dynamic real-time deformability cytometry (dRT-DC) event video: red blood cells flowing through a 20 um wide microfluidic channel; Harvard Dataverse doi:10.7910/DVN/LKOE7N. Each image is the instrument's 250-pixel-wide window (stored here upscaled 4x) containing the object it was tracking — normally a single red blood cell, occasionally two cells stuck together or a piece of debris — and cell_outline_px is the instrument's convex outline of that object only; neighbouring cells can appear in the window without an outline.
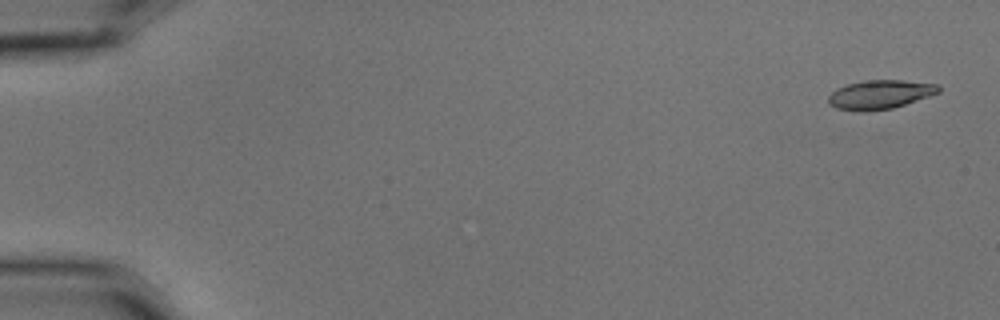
{"species": "common noctule bat (a hibernating species)", "species_latin": "Nyctalus noctula", "temperature_condition": "cold", "stored_images_in_passage": 6, "segment_of_instrument_passage": [1, 2], "camera_frame_rate_fps": 3000, "um_per_image_px": 0.085, "animal": {"sex": "male", "body_mass_g": 15.6}, "frame": {"image": 1, "passage_image": 1, "time_ms": 0.0, "image_size_px": [1000, 320], "cell_outline_px": [[940, 92], [892, 108], [836, 108], [828, 104], [828, 96], [836, 88], [848, 84], [864, 80], [904, 80], [940, 84]], "centroid_in_image_um": [74.84, 7.97], "position_along_channel_um": 10.2, "area_um2": 17.8}}
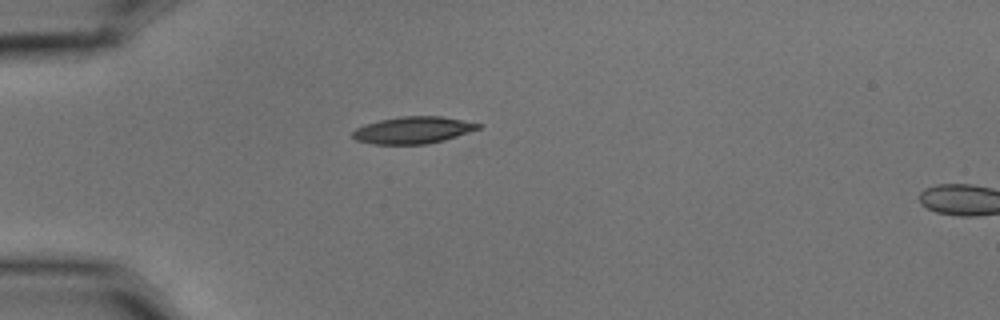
{"frame": {"image": 2, "passage_image": 5, "time_ms": 1.333, "image_size_px": [1000, 320], "cell_outline_px": [[480, 128], [444, 140], [424, 144], [376, 144], [356, 140], [352, 136], [352, 132], [356, 128], [364, 124], [380, 120], [400, 116], [440, 116], [480, 124]], "centroid_in_image_um": [35.05, 11.06], "position_along_channel_um": 49.9, "area_um2": 19.42}}